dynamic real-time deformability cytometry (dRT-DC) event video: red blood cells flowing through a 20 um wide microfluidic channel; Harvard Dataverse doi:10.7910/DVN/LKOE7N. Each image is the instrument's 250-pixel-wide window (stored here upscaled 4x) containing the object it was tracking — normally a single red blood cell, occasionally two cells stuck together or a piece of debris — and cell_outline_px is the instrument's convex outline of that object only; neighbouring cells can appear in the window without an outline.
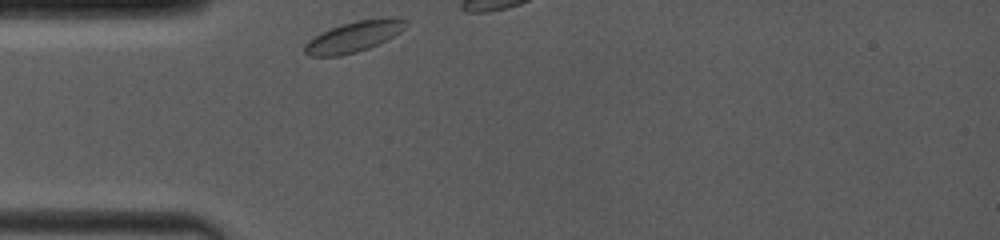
{"species": "common noctule bat (a hibernating species)", "species_latin": "Nyctalus noctula", "temperature_condition": "room temperature", "stored_images_in_passage": 10, "camera_frame_rate_fps": 4000, "um_per_image_px": 0.085, "animal": {"sex": "female", "body_mass_g": 19.0, "forearm_length_mm": 53.3}, "frame": {"image": 1, "passage_image": 1, "time_ms": 0.0, "image_size_px": [1000, 240], "cell_outline_px": [[408, 24], [400, 32], [368, 48], [356, 52], [340, 56], [308, 56], [304, 52], [304, 44], [312, 36], [320, 32], [356, 20], [388, 16], [396, 16], [408, 20]], "centroid_in_image_um": [30.08, 3.09], "position_along_channel_um": 54.9, "area_um2": 18.26}}
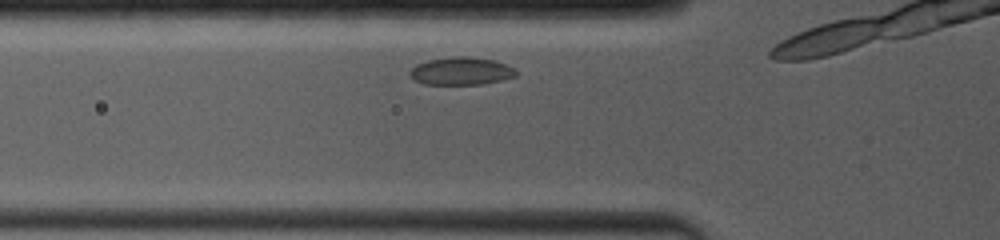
{"frame": {"image": 2, "passage_image": 5, "time_ms": 1.0, "image_size_px": [1000, 240], "cell_outline_px": [[516, 76], [504, 80], [484, 84], [424, 84], [416, 80], [408, 72], [416, 64], [428, 60], [452, 56], [468, 56], [496, 60], [512, 68], [516, 72]], "centroid_in_image_um": [39.21, 6.03], "position_along_channel_um": 86.6, "area_um2": 17.17}}
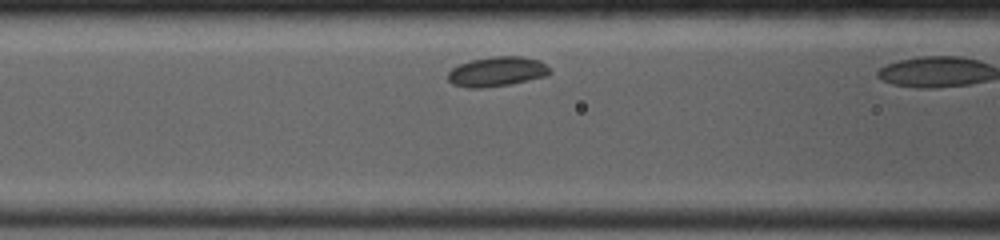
{"frame": {"image": 3, "passage_image": 9, "time_ms": 2.0, "image_size_px": [1000, 240], "cell_outline_px": [[552, 72], [548, 76], [508, 84], [484, 88], [468, 88], [452, 84], [448, 80], [448, 72], [452, 68], [460, 64], [472, 60], [492, 56], [520, 56], [540, 60]], "centroid_in_image_um": [42.24, 6.09], "position_along_channel_um": 124.4, "area_um2": 17.63}}